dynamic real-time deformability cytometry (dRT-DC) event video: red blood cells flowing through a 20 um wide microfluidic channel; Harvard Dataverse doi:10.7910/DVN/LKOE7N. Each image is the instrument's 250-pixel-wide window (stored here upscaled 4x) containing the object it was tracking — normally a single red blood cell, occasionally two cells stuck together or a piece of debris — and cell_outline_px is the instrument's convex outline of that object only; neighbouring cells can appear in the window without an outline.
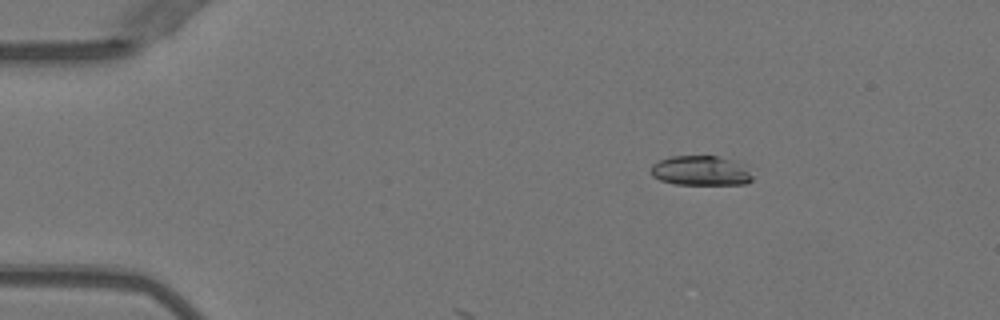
{"species": "Egyptian fruit bat (a non-hibernating species)", "species_latin": "Rousettus aegyptiacus", "temperature_condition": "warm", "stored_images_in_passage": 10, "camera_frame_rate_fps": 3000, "um_per_image_px": 0.085, "animal": {"sex": "female"}, "frame": {"image": 1, "passage_image": 4, "time_ms": 1.0, "image_size_px": [1000, 320], "cell_outline_px": [[752, 180], [744, 184], [676, 184], [660, 180], [652, 176], [648, 172], [648, 168], [652, 164], [660, 160], [672, 156], [716, 156], [744, 164], [752, 176]], "centroid_in_image_um": [59.5, 14.51], "position_along_channel_um": 25.5, "area_um2": 17.63}}